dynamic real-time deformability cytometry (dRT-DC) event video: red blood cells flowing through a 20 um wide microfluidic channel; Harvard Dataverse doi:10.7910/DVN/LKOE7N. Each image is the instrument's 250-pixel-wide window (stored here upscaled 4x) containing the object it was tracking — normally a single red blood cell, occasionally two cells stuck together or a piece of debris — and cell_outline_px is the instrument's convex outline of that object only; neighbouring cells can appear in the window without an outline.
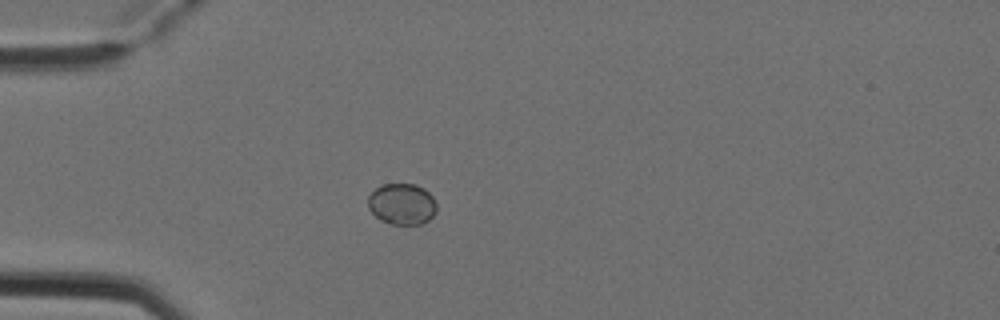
{"species": "Egyptian fruit bat (a non-hibernating species)", "species_latin": "Rousettus aegyptiacus", "temperature_condition": "cold", "stored_images_in_passage": 3, "camera_frame_rate_fps": 3000, "um_per_image_px": 0.085, "animal": {"sex": "female"}, "frame": {"image": 1, "passage_image": 3, "time_ms": 0.667, "image_size_px": [1000, 320], "cell_outline_px": [[436, 212], [428, 220], [420, 224], [392, 224], [380, 220], [368, 208], [368, 196], [376, 188], [384, 184], [416, 184], [424, 188], [432, 196], [436, 204]], "centroid_in_image_um": [34.16, 17.34], "position_along_channel_um": 50.8, "area_um2": 16.42}}